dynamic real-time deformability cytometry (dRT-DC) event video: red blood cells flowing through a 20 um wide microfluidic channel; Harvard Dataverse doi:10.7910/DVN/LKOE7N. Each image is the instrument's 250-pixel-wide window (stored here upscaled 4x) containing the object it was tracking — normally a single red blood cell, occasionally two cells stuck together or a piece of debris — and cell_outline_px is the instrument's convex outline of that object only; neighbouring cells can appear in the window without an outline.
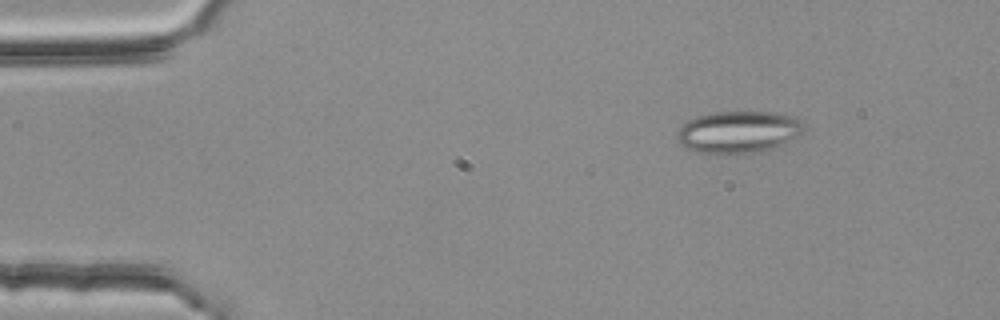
{"species": "common noctule bat (a hibernating species)", "species_latin": "Nyctalus noctula", "temperature_condition": "room temperature", "stored_images_in_passage": 48, "camera_frame_rate_fps": 3000, "um_per_image_px": 0.085, "animal": {"sex": "female", "body_mass_g": 25.1}, "frame": {"image": 1, "passage_image": 1, "time_ms": 0.0, "image_size_px": [1000, 320], "cell_outline_px": [[804, 132], [780, 144], [756, 152], [696, 152], [684, 148], [680, 144], [676, 136], [680, 128], [688, 120], [696, 116], [712, 112], [776, 112], [796, 116], [804, 124]], "centroid_in_image_um": [62.75, 11.18], "position_along_channel_um": 22.2, "area_um2": 30.58}}
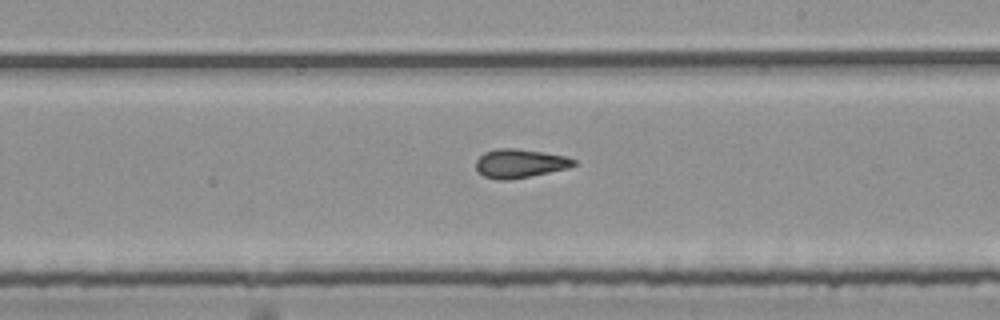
{"frame": {"image": 2, "passage_image": 25, "time_ms": 8.0, "image_size_px": [1000, 320], "cell_outline_px": [[576, 164], [568, 168], [508, 180], [496, 180], [484, 176], [476, 172], [476, 160], [484, 152], [496, 148], [516, 148], [544, 152], [568, 156], [576, 160]], "centroid_in_image_um": [44.16, 13.88], "position_along_channel_um": 244.8, "area_um2": 16.53}}
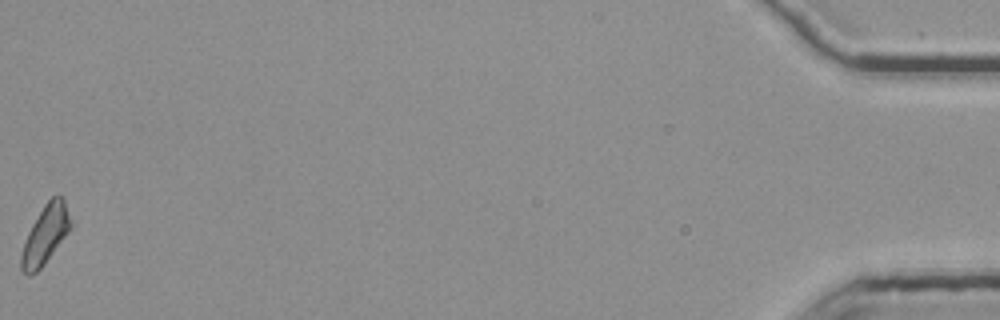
{"frame": {"image": 3, "passage_image": 48, "time_ms": 15.667, "image_size_px": [1000, 320], "cell_outline_px": [[72, 224], [68, 232], [44, 264], [36, 272], [28, 276], [20, 268], [20, 256], [24, 240], [32, 224], [44, 204], [56, 192], [64, 196]], "centroid_in_image_um": [3.85, 19.9], "position_along_channel_um": 431.4, "area_um2": 16.99}, "authors_computed_cell_mechanics": {"area_um2": 16.3863, "velocity_mm_per_s": 3.7829, "shape_relaxation_time_tau1_ms": null, "shape_relaxation_time_tau2_ms": 3.5286, "deformation_change_tau1": null, "deformation_change_tau2": 0.1106}}